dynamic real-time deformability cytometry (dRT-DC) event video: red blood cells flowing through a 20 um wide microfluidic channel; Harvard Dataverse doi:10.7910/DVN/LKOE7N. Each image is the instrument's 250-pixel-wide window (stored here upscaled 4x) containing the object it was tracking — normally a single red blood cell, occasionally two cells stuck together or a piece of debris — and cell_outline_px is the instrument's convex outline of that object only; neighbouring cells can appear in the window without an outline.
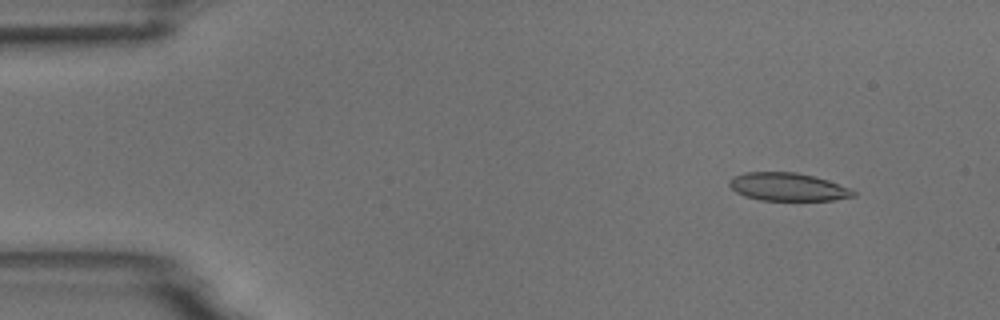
{"species": "common noctule bat (a hibernating species)", "species_latin": "Nyctalus noctula", "temperature_condition": "room temperature", "stored_images_in_passage": 4, "camera_frame_rate_fps": 3000, "um_per_image_px": 0.085, "animal": {"sex": "male", "body_mass_g": 18.8}, "frame": {"image": 1, "passage_image": 2, "time_ms": 1.333, "image_size_px": [1000, 320], "cell_outline_px": [[856, 196], [836, 200], [760, 200], [744, 196], [736, 192], [728, 184], [728, 180], [732, 176], [744, 172], [796, 172], [828, 180], [848, 188], [856, 192]], "centroid_in_image_um": [66.93, 15.88], "position_along_channel_um": 18.1, "area_um2": 20.29}}
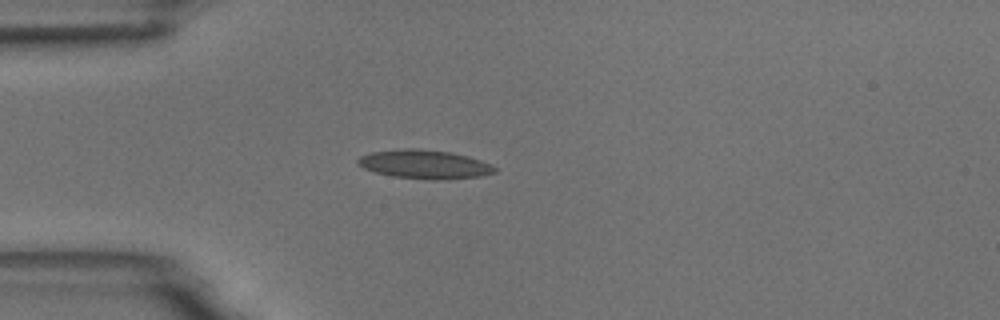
{"frame": {"image": 2, "passage_image": 4, "time_ms": 4.333, "image_size_px": [1000, 320], "cell_outline_px": [[496, 172], [480, 176], [436, 180], [428, 180], [392, 176], [376, 172], [364, 168], [356, 164], [356, 160], [360, 156], [372, 152], [404, 148], [420, 148], [452, 152], [468, 156], [492, 164], [496, 168]], "centroid_in_image_um": [36.08, 13.96], "position_along_channel_um": 48.9, "area_um2": 23.12}}